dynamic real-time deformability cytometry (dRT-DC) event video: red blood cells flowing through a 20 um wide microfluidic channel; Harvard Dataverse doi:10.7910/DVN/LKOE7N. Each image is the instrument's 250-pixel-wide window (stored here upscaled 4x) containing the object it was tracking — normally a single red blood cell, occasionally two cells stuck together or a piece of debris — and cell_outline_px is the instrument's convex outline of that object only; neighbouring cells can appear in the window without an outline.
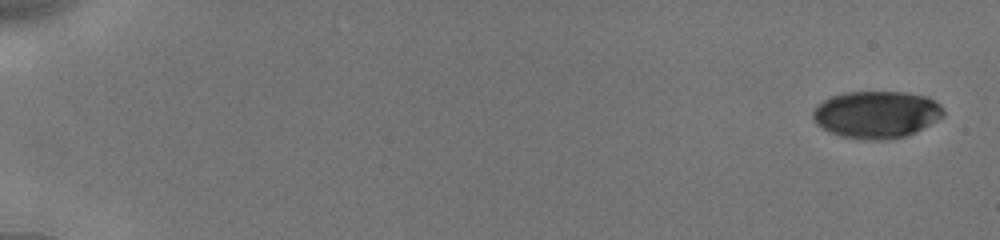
{"species": "human", "species_latin": "Homo sapiens", "temperature_condition": "cold", "stored_images_in_passage": 19, "camera_frame_rate_fps": 3000, "um_per_image_px": 0.085, "donor": {"sex": "male"}, "frame": {"image": 1, "passage_image": 1, "time_ms": 0.0, "image_size_px": [1000, 240], "cell_outline_px": [[944, 116], [916, 132], [904, 136], [888, 140], [864, 140], [840, 136], [828, 132], [812, 116], [812, 112], [824, 100], [832, 96], [848, 92], [904, 92], [928, 96], [936, 100], [944, 108]], "centroid_in_image_um": [74.56, 9.73], "position_along_channel_um": 10.4, "area_um2": 35.89}}
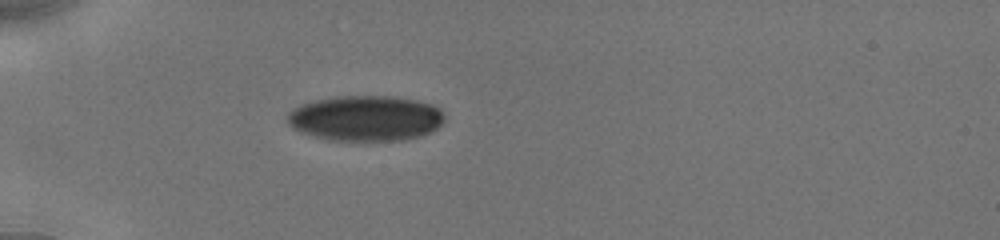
{"frame": {"image": 2, "passage_image": 14, "time_ms": 5.333, "image_size_px": [1000, 240], "cell_outline_px": [[444, 120], [436, 128], [420, 136], [404, 140], [328, 140], [312, 136], [300, 132], [292, 128], [288, 124], [288, 112], [292, 108], [300, 104], [316, 100], [340, 96], [392, 96], [416, 100], [432, 104], [440, 108], [444, 116]], "centroid_in_image_um": [31.05, 10.05], "position_along_channel_um": 53.9, "area_um2": 41.67}}
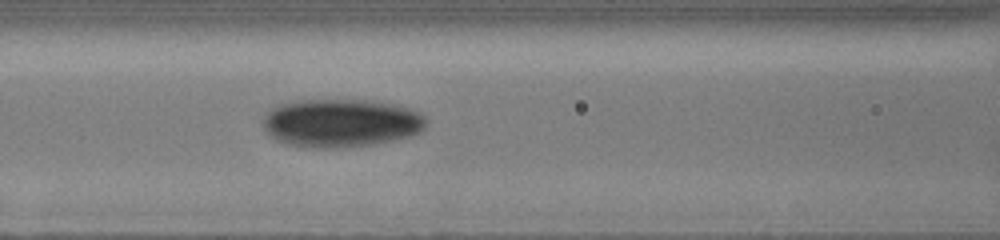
{"frame": {"image": 3, "passage_image": 19, "time_ms": 8.0, "image_size_px": [1000, 240], "cell_outline_px": [[428, 120], [424, 128], [420, 132], [408, 136], [368, 144], [324, 148], [292, 144], [276, 140], [264, 128], [264, 116], [272, 108], [280, 104], [296, 100], [372, 100], [392, 104], [408, 108], [424, 116]], "centroid_in_image_um": [28.98, 10.42], "position_along_channel_um": 137.6, "area_um2": 44.97}}